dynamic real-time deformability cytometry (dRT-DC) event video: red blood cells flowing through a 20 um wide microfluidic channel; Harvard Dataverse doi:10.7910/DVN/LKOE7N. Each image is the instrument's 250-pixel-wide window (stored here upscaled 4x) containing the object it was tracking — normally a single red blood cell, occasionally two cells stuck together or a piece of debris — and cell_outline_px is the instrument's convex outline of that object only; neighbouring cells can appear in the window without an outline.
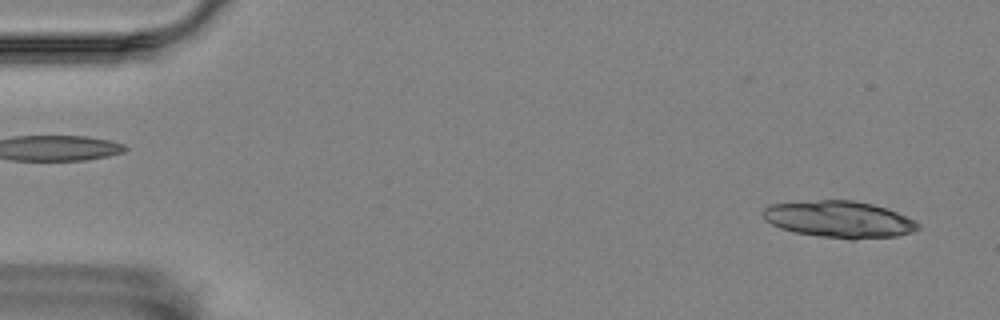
{"species": "Egyptian fruit bat (a non-hibernating species)", "species_latin": "Rousettus aegyptiacus", "temperature_condition": "room temperature", "stored_images_in_passage": 14, "camera_frame_rate_fps": 3000, "um_per_image_px": 0.085, "animal": {"sex": "female"}, "frame": {"image": 1, "passage_image": 1, "time_ms": 0.0, "image_size_px": [1000, 320], "cell_outline_px": [[920, 228], [912, 232], [896, 236], [856, 240], [852, 240], [820, 236], [796, 232], [780, 228], [764, 220], [764, 208], [772, 204], [820, 200], [852, 200], [872, 204], [888, 208], [920, 224]], "centroid_in_image_um": [71.35, 18.65], "position_along_channel_um": 13.6, "area_um2": 33.0}}